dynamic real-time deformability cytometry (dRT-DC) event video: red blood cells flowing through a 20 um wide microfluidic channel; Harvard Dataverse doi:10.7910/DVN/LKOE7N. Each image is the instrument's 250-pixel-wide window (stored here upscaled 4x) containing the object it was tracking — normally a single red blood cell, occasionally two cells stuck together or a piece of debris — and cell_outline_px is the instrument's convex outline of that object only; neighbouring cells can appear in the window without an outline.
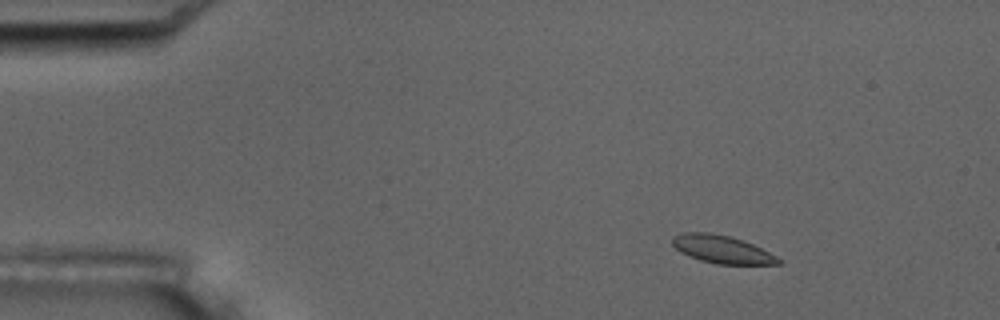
{"species": "common noctule bat (a hibernating species)", "species_latin": "Nyctalus noctula", "temperature_condition": "room temperature", "stored_images_in_passage": 5, "camera_frame_rate_fps": 3000, "um_per_image_px": 0.085, "animal": {"sex": "male", "body_mass_g": 17.5, "forearm_length_mm": 52.3}, "frame": {"image": 1, "passage_image": 2, "time_ms": 1.333, "image_size_px": [1000, 320], "cell_outline_px": [[784, 260], [780, 264], [716, 264], [700, 260], [688, 256], [680, 252], [672, 244], [672, 236], [684, 232], [708, 232], [728, 236], [752, 244]], "centroid_in_image_um": [61.34, 21.2], "position_along_channel_um": 23.7, "area_um2": 17.11}}